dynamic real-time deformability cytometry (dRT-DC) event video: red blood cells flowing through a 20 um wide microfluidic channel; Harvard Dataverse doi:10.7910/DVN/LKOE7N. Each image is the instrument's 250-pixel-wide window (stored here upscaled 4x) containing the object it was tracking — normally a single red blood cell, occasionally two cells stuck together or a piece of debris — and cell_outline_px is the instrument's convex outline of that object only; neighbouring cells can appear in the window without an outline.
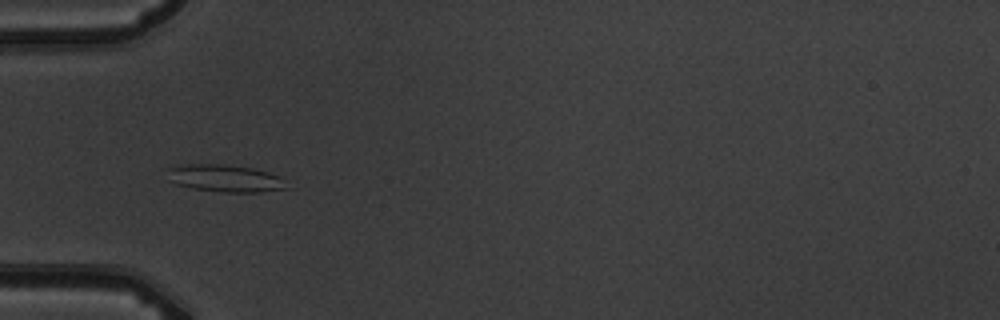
{"species": "common noctule bat (a hibernating species)", "species_latin": "Nyctalus noctula", "temperature_condition": "warm", "stored_images_in_passage": 10, "camera_frame_rate_fps": 3000, "um_per_image_px": 0.085, "animal": {"sex": "male", "body_mass_g": 19.5, "forearm_length_mm": 54.6}, "frame": {"image": 1, "passage_image": 5, "time_ms": 4.667, "image_size_px": [1000, 320], "cell_outline_px": [[288, 188], [260, 192], [220, 192], [192, 188], [176, 184], [172, 180], [168, 168], [184, 164], [220, 164], [252, 168], [268, 172], [280, 176]], "centroid_in_image_um": [19.16, 15.16], "position_along_channel_um": 65.8, "area_um2": 18.67}}
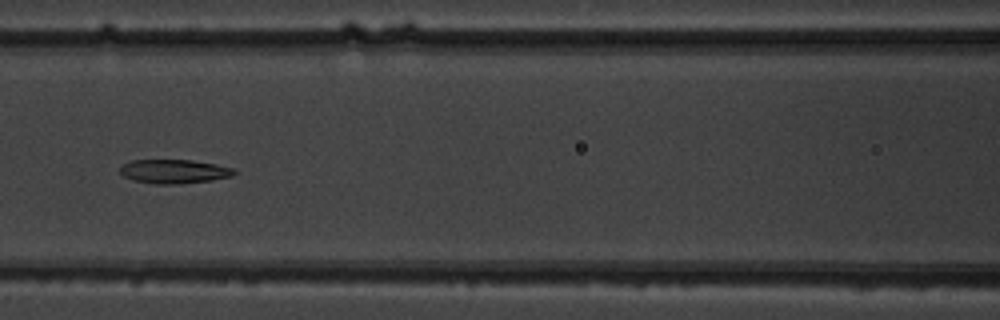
{"frame": {"image": 2, "passage_image": 7, "time_ms": 7.0, "image_size_px": [1000, 320], "cell_outline_px": [[236, 172], [232, 176], [212, 180], [180, 184], [156, 184], [136, 180], [124, 176], [120, 172], [120, 168], [124, 164], [132, 160], [192, 160], [216, 164], [236, 168]], "centroid_in_image_um": [14.85, 14.57], "position_along_channel_um": 151.7, "area_um2": 15.9}}
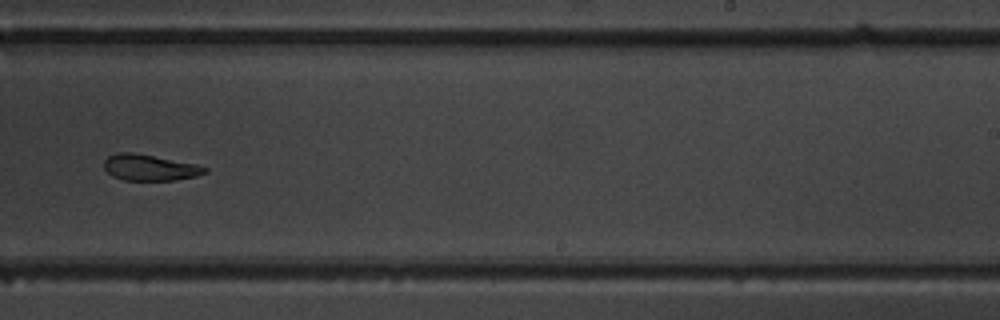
{"frame": {"image": 3, "passage_image": 10, "time_ms": 10.333, "image_size_px": [1000, 320], "cell_outline_px": [[208, 172], [196, 176], [176, 180], [124, 180], [112, 176], [104, 168], [104, 160], [108, 156], [116, 152], [132, 152], [196, 164], [208, 168]], "centroid_in_image_um": [12.71, 14.24], "position_along_channel_um": 276.3, "area_um2": 15.32}}